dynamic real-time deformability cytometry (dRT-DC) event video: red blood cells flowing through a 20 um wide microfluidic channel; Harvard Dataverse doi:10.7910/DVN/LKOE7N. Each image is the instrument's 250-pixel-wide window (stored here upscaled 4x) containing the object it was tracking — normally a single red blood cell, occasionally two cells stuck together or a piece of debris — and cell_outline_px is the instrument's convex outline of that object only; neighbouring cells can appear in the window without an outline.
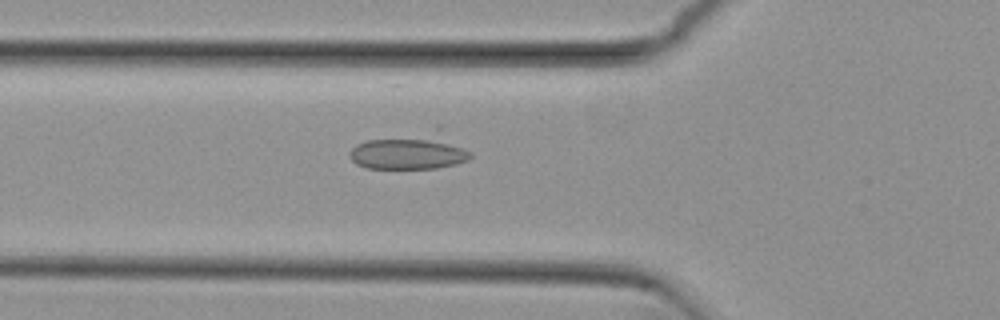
{"species": "common noctule bat (a hibernating species)", "species_latin": "Nyctalus noctula", "temperature_condition": "cold", "stored_images_in_passage": 36, "camera_frame_rate_fps": 3000, "um_per_image_px": 0.085, "animal": {"sex": "female", "body_mass_g": 29.2, "forearm_length_mm": 56.3}, "frame": {"image": 1, "passage_image": 2, "time_ms": 0.333, "image_size_px": [1000, 320], "cell_outline_px": [[472, 156], [468, 160], [456, 164], [436, 168], [364, 168], [356, 164], [348, 156], [348, 152], [356, 144], [368, 140], [436, 124], [440, 124], [472, 152]], "centroid_in_image_um": [34.98, 12.75], "position_along_channel_um": 90.8, "area_um2": 27.63}}
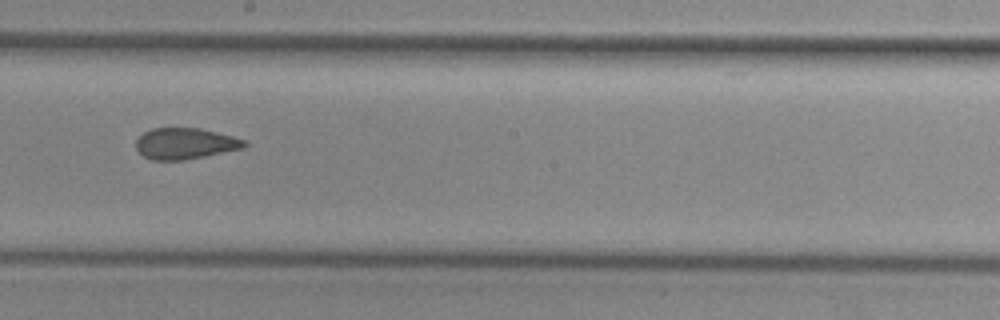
{"frame": {"image": 2, "passage_image": 13, "time_ms": 4.0, "image_size_px": [1000, 320], "cell_outline_px": [[248, 144], [244, 148], [184, 160], [152, 160], [144, 156], [136, 148], [136, 140], [144, 132], [152, 128], [200, 128], [248, 140]], "centroid_in_image_um": [15.76, 12.2], "position_along_channel_um": 232.4, "area_um2": 19.65}}
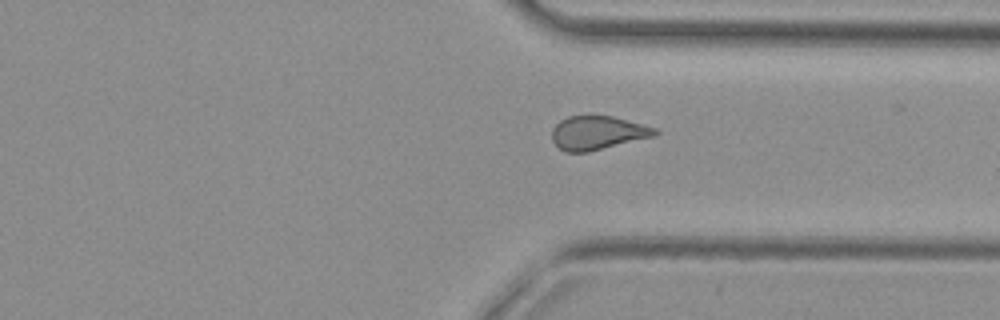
{"frame": {"image": 3, "passage_image": 23, "time_ms": 7.333, "image_size_px": [1000, 320], "cell_outline_px": [[660, 132], [652, 136], [588, 152], [564, 152], [552, 140], [552, 128], [560, 120], [568, 116], [612, 116], [656, 128]], "centroid_in_image_um": [50.75, 11.29], "position_along_channel_um": 360.6, "area_um2": 19.94}}